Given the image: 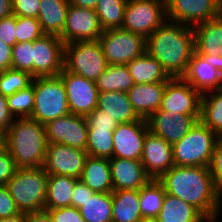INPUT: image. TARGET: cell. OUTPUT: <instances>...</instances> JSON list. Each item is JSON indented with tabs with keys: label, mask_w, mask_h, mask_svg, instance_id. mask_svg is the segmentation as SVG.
Returning <instances> with one entry per match:
<instances>
[{
	"label": "cell",
	"mask_w": 222,
	"mask_h": 222,
	"mask_svg": "<svg viewBox=\"0 0 222 222\" xmlns=\"http://www.w3.org/2000/svg\"><path fill=\"white\" fill-rule=\"evenodd\" d=\"M158 181L166 193L192 205L206 219L222 221L221 193L215 188L209 167L174 165Z\"/></svg>",
	"instance_id": "6da1fadb"
},
{
	"label": "cell",
	"mask_w": 222,
	"mask_h": 222,
	"mask_svg": "<svg viewBox=\"0 0 222 222\" xmlns=\"http://www.w3.org/2000/svg\"><path fill=\"white\" fill-rule=\"evenodd\" d=\"M194 51L193 28L182 23L166 19L146 38V52L157 59L171 78L186 74Z\"/></svg>",
	"instance_id": "7a4b0ae2"
},
{
	"label": "cell",
	"mask_w": 222,
	"mask_h": 222,
	"mask_svg": "<svg viewBox=\"0 0 222 222\" xmlns=\"http://www.w3.org/2000/svg\"><path fill=\"white\" fill-rule=\"evenodd\" d=\"M4 145L17 168L43 167L48 145L45 125L30 117L15 118L4 136Z\"/></svg>",
	"instance_id": "3957f363"
},
{
	"label": "cell",
	"mask_w": 222,
	"mask_h": 222,
	"mask_svg": "<svg viewBox=\"0 0 222 222\" xmlns=\"http://www.w3.org/2000/svg\"><path fill=\"white\" fill-rule=\"evenodd\" d=\"M48 177L44 167L17 169L6 186L20 212L45 211Z\"/></svg>",
	"instance_id": "277c9868"
},
{
	"label": "cell",
	"mask_w": 222,
	"mask_h": 222,
	"mask_svg": "<svg viewBox=\"0 0 222 222\" xmlns=\"http://www.w3.org/2000/svg\"><path fill=\"white\" fill-rule=\"evenodd\" d=\"M217 137L199 120L179 142L172 145L174 165L210 167Z\"/></svg>",
	"instance_id": "5b68a950"
},
{
	"label": "cell",
	"mask_w": 222,
	"mask_h": 222,
	"mask_svg": "<svg viewBox=\"0 0 222 222\" xmlns=\"http://www.w3.org/2000/svg\"><path fill=\"white\" fill-rule=\"evenodd\" d=\"M34 107L30 118L45 125L70 113L65 85L58 76L35 77Z\"/></svg>",
	"instance_id": "8992f818"
},
{
	"label": "cell",
	"mask_w": 222,
	"mask_h": 222,
	"mask_svg": "<svg viewBox=\"0 0 222 222\" xmlns=\"http://www.w3.org/2000/svg\"><path fill=\"white\" fill-rule=\"evenodd\" d=\"M108 64L98 40L64 44L63 68L96 81Z\"/></svg>",
	"instance_id": "52a82bcc"
},
{
	"label": "cell",
	"mask_w": 222,
	"mask_h": 222,
	"mask_svg": "<svg viewBox=\"0 0 222 222\" xmlns=\"http://www.w3.org/2000/svg\"><path fill=\"white\" fill-rule=\"evenodd\" d=\"M108 65H126L146 51V39L125 29L103 31L98 39Z\"/></svg>",
	"instance_id": "ba28073f"
},
{
	"label": "cell",
	"mask_w": 222,
	"mask_h": 222,
	"mask_svg": "<svg viewBox=\"0 0 222 222\" xmlns=\"http://www.w3.org/2000/svg\"><path fill=\"white\" fill-rule=\"evenodd\" d=\"M166 19V0H128L122 29L146 39Z\"/></svg>",
	"instance_id": "9c48e42d"
},
{
	"label": "cell",
	"mask_w": 222,
	"mask_h": 222,
	"mask_svg": "<svg viewBox=\"0 0 222 222\" xmlns=\"http://www.w3.org/2000/svg\"><path fill=\"white\" fill-rule=\"evenodd\" d=\"M102 33L95 10L69 4L63 34L59 37L64 44L96 41Z\"/></svg>",
	"instance_id": "30bf717a"
},
{
	"label": "cell",
	"mask_w": 222,
	"mask_h": 222,
	"mask_svg": "<svg viewBox=\"0 0 222 222\" xmlns=\"http://www.w3.org/2000/svg\"><path fill=\"white\" fill-rule=\"evenodd\" d=\"M221 15L219 0H166L167 20L191 27Z\"/></svg>",
	"instance_id": "8fae6325"
},
{
	"label": "cell",
	"mask_w": 222,
	"mask_h": 222,
	"mask_svg": "<svg viewBox=\"0 0 222 222\" xmlns=\"http://www.w3.org/2000/svg\"><path fill=\"white\" fill-rule=\"evenodd\" d=\"M48 144H64L86 151L88 124L86 118L67 114L45 124Z\"/></svg>",
	"instance_id": "7c38bea8"
},
{
	"label": "cell",
	"mask_w": 222,
	"mask_h": 222,
	"mask_svg": "<svg viewBox=\"0 0 222 222\" xmlns=\"http://www.w3.org/2000/svg\"><path fill=\"white\" fill-rule=\"evenodd\" d=\"M59 76L66 88L71 114L86 117L97 108L99 91L95 81L71 73L64 68Z\"/></svg>",
	"instance_id": "4fadbf2b"
},
{
	"label": "cell",
	"mask_w": 222,
	"mask_h": 222,
	"mask_svg": "<svg viewBox=\"0 0 222 222\" xmlns=\"http://www.w3.org/2000/svg\"><path fill=\"white\" fill-rule=\"evenodd\" d=\"M64 42L44 34L33 41V77L58 76L63 70Z\"/></svg>",
	"instance_id": "5bb4252c"
},
{
	"label": "cell",
	"mask_w": 222,
	"mask_h": 222,
	"mask_svg": "<svg viewBox=\"0 0 222 222\" xmlns=\"http://www.w3.org/2000/svg\"><path fill=\"white\" fill-rule=\"evenodd\" d=\"M201 93L183 77L170 78L158 111L178 112L185 115H200Z\"/></svg>",
	"instance_id": "9a60e30c"
},
{
	"label": "cell",
	"mask_w": 222,
	"mask_h": 222,
	"mask_svg": "<svg viewBox=\"0 0 222 222\" xmlns=\"http://www.w3.org/2000/svg\"><path fill=\"white\" fill-rule=\"evenodd\" d=\"M87 152L64 144H48L44 169L48 175H65L80 179Z\"/></svg>",
	"instance_id": "2e32d148"
},
{
	"label": "cell",
	"mask_w": 222,
	"mask_h": 222,
	"mask_svg": "<svg viewBox=\"0 0 222 222\" xmlns=\"http://www.w3.org/2000/svg\"><path fill=\"white\" fill-rule=\"evenodd\" d=\"M148 130V121L142 118L136 122L119 123L113 131V157L141 161Z\"/></svg>",
	"instance_id": "e0dca14e"
},
{
	"label": "cell",
	"mask_w": 222,
	"mask_h": 222,
	"mask_svg": "<svg viewBox=\"0 0 222 222\" xmlns=\"http://www.w3.org/2000/svg\"><path fill=\"white\" fill-rule=\"evenodd\" d=\"M200 120V115L156 111L148 119L149 130L170 145L179 142Z\"/></svg>",
	"instance_id": "ac0fdd59"
},
{
	"label": "cell",
	"mask_w": 222,
	"mask_h": 222,
	"mask_svg": "<svg viewBox=\"0 0 222 222\" xmlns=\"http://www.w3.org/2000/svg\"><path fill=\"white\" fill-rule=\"evenodd\" d=\"M141 163L146 174L151 179L158 180L174 166L172 145L148 130L144 140Z\"/></svg>",
	"instance_id": "d6986e66"
},
{
	"label": "cell",
	"mask_w": 222,
	"mask_h": 222,
	"mask_svg": "<svg viewBox=\"0 0 222 222\" xmlns=\"http://www.w3.org/2000/svg\"><path fill=\"white\" fill-rule=\"evenodd\" d=\"M109 162L113 191L139 190L151 180L140 160L112 157Z\"/></svg>",
	"instance_id": "ffe728a7"
},
{
	"label": "cell",
	"mask_w": 222,
	"mask_h": 222,
	"mask_svg": "<svg viewBox=\"0 0 222 222\" xmlns=\"http://www.w3.org/2000/svg\"><path fill=\"white\" fill-rule=\"evenodd\" d=\"M165 87L166 82L134 84L127 92L129 101L140 118L147 120L160 109Z\"/></svg>",
	"instance_id": "44dd1931"
},
{
	"label": "cell",
	"mask_w": 222,
	"mask_h": 222,
	"mask_svg": "<svg viewBox=\"0 0 222 222\" xmlns=\"http://www.w3.org/2000/svg\"><path fill=\"white\" fill-rule=\"evenodd\" d=\"M183 78L201 94L222 89V74L195 51Z\"/></svg>",
	"instance_id": "7402d4cb"
},
{
	"label": "cell",
	"mask_w": 222,
	"mask_h": 222,
	"mask_svg": "<svg viewBox=\"0 0 222 222\" xmlns=\"http://www.w3.org/2000/svg\"><path fill=\"white\" fill-rule=\"evenodd\" d=\"M192 28L196 53L211 57L222 56V15Z\"/></svg>",
	"instance_id": "603a6c76"
},
{
	"label": "cell",
	"mask_w": 222,
	"mask_h": 222,
	"mask_svg": "<svg viewBox=\"0 0 222 222\" xmlns=\"http://www.w3.org/2000/svg\"><path fill=\"white\" fill-rule=\"evenodd\" d=\"M97 109L106 112L118 123L136 122L141 119L129 101L127 92L123 91L99 92Z\"/></svg>",
	"instance_id": "cb8c5ba5"
},
{
	"label": "cell",
	"mask_w": 222,
	"mask_h": 222,
	"mask_svg": "<svg viewBox=\"0 0 222 222\" xmlns=\"http://www.w3.org/2000/svg\"><path fill=\"white\" fill-rule=\"evenodd\" d=\"M79 180L94 192L112 193L113 184L109 159L87 156Z\"/></svg>",
	"instance_id": "d4e9b609"
},
{
	"label": "cell",
	"mask_w": 222,
	"mask_h": 222,
	"mask_svg": "<svg viewBox=\"0 0 222 222\" xmlns=\"http://www.w3.org/2000/svg\"><path fill=\"white\" fill-rule=\"evenodd\" d=\"M69 0H41L38 21L47 35L60 37L63 34Z\"/></svg>",
	"instance_id": "484cf974"
},
{
	"label": "cell",
	"mask_w": 222,
	"mask_h": 222,
	"mask_svg": "<svg viewBox=\"0 0 222 222\" xmlns=\"http://www.w3.org/2000/svg\"><path fill=\"white\" fill-rule=\"evenodd\" d=\"M134 84L167 82L171 77L162 65L146 51L126 64Z\"/></svg>",
	"instance_id": "4316f807"
},
{
	"label": "cell",
	"mask_w": 222,
	"mask_h": 222,
	"mask_svg": "<svg viewBox=\"0 0 222 222\" xmlns=\"http://www.w3.org/2000/svg\"><path fill=\"white\" fill-rule=\"evenodd\" d=\"M139 190L112 192V222H142Z\"/></svg>",
	"instance_id": "83f0119b"
},
{
	"label": "cell",
	"mask_w": 222,
	"mask_h": 222,
	"mask_svg": "<svg viewBox=\"0 0 222 222\" xmlns=\"http://www.w3.org/2000/svg\"><path fill=\"white\" fill-rule=\"evenodd\" d=\"M156 219L159 222H204L206 220L192 205L168 193Z\"/></svg>",
	"instance_id": "f1b7e54d"
},
{
	"label": "cell",
	"mask_w": 222,
	"mask_h": 222,
	"mask_svg": "<svg viewBox=\"0 0 222 222\" xmlns=\"http://www.w3.org/2000/svg\"><path fill=\"white\" fill-rule=\"evenodd\" d=\"M78 178L65 175H49L47 181L45 209L71 206L73 187Z\"/></svg>",
	"instance_id": "f546056e"
},
{
	"label": "cell",
	"mask_w": 222,
	"mask_h": 222,
	"mask_svg": "<svg viewBox=\"0 0 222 222\" xmlns=\"http://www.w3.org/2000/svg\"><path fill=\"white\" fill-rule=\"evenodd\" d=\"M200 121L217 136L222 135V89L202 93Z\"/></svg>",
	"instance_id": "4dcf8cb0"
},
{
	"label": "cell",
	"mask_w": 222,
	"mask_h": 222,
	"mask_svg": "<svg viewBox=\"0 0 222 222\" xmlns=\"http://www.w3.org/2000/svg\"><path fill=\"white\" fill-rule=\"evenodd\" d=\"M95 82L99 92H128L134 86L126 65H108Z\"/></svg>",
	"instance_id": "1f68e13d"
},
{
	"label": "cell",
	"mask_w": 222,
	"mask_h": 222,
	"mask_svg": "<svg viewBox=\"0 0 222 222\" xmlns=\"http://www.w3.org/2000/svg\"><path fill=\"white\" fill-rule=\"evenodd\" d=\"M79 212L86 222H112V193L95 192Z\"/></svg>",
	"instance_id": "d6a6232c"
},
{
	"label": "cell",
	"mask_w": 222,
	"mask_h": 222,
	"mask_svg": "<svg viewBox=\"0 0 222 222\" xmlns=\"http://www.w3.org/2000/svg\"><path fill=\"white\" fill-rule=\"evenodd\" d=\"M165 195L166 191L163 185L155 179H151L139 189L140 210L143 219L158 217Z\"/></svg>",
	"instance_id": "836d02e7"
},
{
	"label": "cell",
	"mask_w": 222,
	"mask_h": 222,
	"mask_svg": "<svg viewBox=\"0 0 222 222\" xmlns=\"http://www.w3.org/2000/svg\"><path fill=\"white\" fill-rule=\"evenodd\" d=\"M128 0H98L95 12L103 31L122 28Z\"/></svg>",
	"instance_id": "e575fe53"
},
{
	"label": "cell",
	"mask_w": 222,
	"mask_h": 222,
	"mask_svg": "<svg viewBox=\"0 0 222 222\" xmlns=\"http://www.w3.org/2000/svg\"><path fill=\"white\" fill-rule=\"evenodd\" d=\"M113 146V131L88 129V156L110 159L113 157Z\"/></svg>",
	"instance_id": "d590c367"
},
{
	"label": "cell",
	"mask_w": 222,
	"mask_h": 222,
	"mask_svg": "<svg viewBox=\"0 0 222 222\" xmlns=\"http://www.w3.org/2000/svg\"><path fill=\"white\" fill-rule=\"evenodd\" d=\"M34 85L33 83L7 97V104L10 113L14 118L31 117L34 107Z\"/></svg>",
	"instance_id": "8d00e7d4"
},
{
	"label": "cell",
	"mask_w": 222,
	"mask_h": 222,
	"mask_svg": "<svg viewBox=\"0 0 222 222\" xmlns=\"http://www.w3.org/2000/svg\"><path fill=\"white\" fill-rule=\"evenodd\" d=\"M33 78L28 72L12 68L2 71L0 72V93L6 97L11 96L30 86Z\"/></svg>",
	"instance_id": "74e56055"
},
{
	"label": "cell",
	"mask_w": 222,
	"mask_h": 222,
	"mask_svg": "<svg viewBox=\"0 0 222 222\" xmlns=\"http://www.w3.org/2000/svg\"><path fill=\"white\" fill-rule=\"evenodd\" d=\"M43 35L37 18L16 16V43L33 42Z\"/></svg>",
	"instance_id": "f35d334b"
},
{
	"label": "cell",
	"mask_w": 222,
	"mask_h": 222,
	"mask_svg": "<svg viewBox=\"0 0 222 222\" xmlns=\"http://www.w3.org/2000/svg\"><path fill=\"white\" fill-rule=\"evenodd\" d=\"M11 68L33 76V42L16 43L13 46Z\"/></svg>",
	"instance_id": "ab89813d"
},
{
	"label": "cell",
	"mask_w": 222,
	"mask_h": 222,
	"mask_svg": "<svg viewBox=\"0 0 222 222\" xmlns=\"http://www.w3.org/2000/svg\"><path fill=\"white\" fill-rule=\"evenodd\" d=\"M85 118L88 124V129L114 131L115 128L119 125V123L114 118H111L106 114V112L97 108L89 113Z\"/></svg>",
	"instance_id": "60d3db41"
},
{
	"label": "cell",
	"mask_w": 222,
	"mask_h": 222,
	"mask_svg": "<svg viewBox=\"0 0 222 222\" xmlns=\"http://www.w3.org/2000/svg\"><path fill=\"white\" fill-rule=\"evenodd\" d=\"M209 168L215 188L222 194V135H219L216 139Z\"/></svg>",
	"instance_id": "b9f144b4"
},
{
	"label": "cell",
	"mask_w": 222,
	"mask_h": 222,
	"mask_svg": "<svg viewBox=\"0 0 222 222\" xmlns=\"http://www.w3.org/2000/svg\"><path fill=\"white\" fill-rule=\"evenodd\" d=\"M17 166L5 145L0 147V185L7 182L15 175Z\"/></svg>",
	"instance_id": "7bdbcfd3"
},
{
	"label": "cell",
	"mask_w": 222,
	"mask_h": 222,
	"mask_svg": "<svg viewBox=\"0 0 222 222\" xmlns=\"http://www.w3.org/2000/svg\"><path fill=\"white\" fill-rule=\"evenodd\" d=\"M52 222H86L79 209L73 206L58 209H45Z\"/></svg>",
	"instance_id": "ee69618b"
},
{
	"label": "cell",
	"mask_w": 222,
	"mask_h": 222,
	"mask_svg": "<svg viewBox=\"0 0 222 222\" xmlns=\"http://www.w3.org/2000/svg\"><path fill=\"white\" fill-rule=\"evenodd\" d=\"M41 0H13L12 11L15 16L38 17Z\"/></svg>",
	"instance_id": "f6af8a7d"
},
{
	"label": "cell",
	"mask_w": 222,
	"mask_h": 222,
	"mask_svg": "<svg viewBox=\"0 0 222 222\" xmlns=\"http://www.w3.org/2000/svg\"><path fill=\"white\" fill-rule=\"evenodd\" d=\"M0 41L11 46L16 44V16L14 14L0 20Z\"/></svg>",
	"instance_id": "bcb514c9"
},
{
	"label": "cell",
	"mask_w": 222,
	"mask_h": 222,
	"mask_svg": "<svg viewBox=\"0 0 222 222\" xmlns=\"http://www.w3.org/2000/svg\"><path fill=\"white\" fill-rule=\"evenodd\" d=\"M20 213L6 185H0V218L12 217Z\"/></svg>",
	"instance_id": "7dc6e473"
},
{
	"label": "cell",
	"mask_w": 222,
	"mask_h": 222,
	"mask_svg": "<svg viewBox=\"0 0 222 222\" xmlns=\"http://www.w3.org/2000/svg\"><path fill=\"white\" fill-rule=\"evenodd\" d=\"M94 193L95 192L82 181L78 180L73 187L71 206L79 209L89 197H92Z\"/></svg>",
	"instance_id": "c3c4849f"
},
{
	"label": "cell",
	"mask_w": 222,
	"mask_h": 222,
	"mask_svg": "<svg viewBox=\"0 0 222 222\" xmlns=\"http://www.w3.org/2000/svg\"><path fill=\"white\" fill-rule=\"evenodd\" d=\"M14 119L8 108L7 97L0 93V131L4 135Z\"/></svg>",
	"instance_id": "681fc988"
},
{
	"label": "cell",
	"mask_w": 222,
	"mask_h": 222,
	"mask_svg": "<svg viewBox=\"0 0 222 222\" xmlns=\"http://www.w3.org/2000/svg\"><path fill=\"white\" fill-rule=\"evenodd\" d=\"M13 46L0 41V72L11 68Z\"/></svg>",
	"instance_id": "f907efd6"
},
{
	"label": "cell",
	"mask_w": 222,
	"mask_h": 222,
	"mask_svg": "<svg viewBox=\"0 0 222 222\" xmlns=\"http://www.w3.org/2000/svg\"><path fill=\"white\" fill-rule=\"evenodd\" d=\"M26 222H52L46 211L26 213Z\"/></svg>",
	"instance_id": "816d5d0a"
},
{
	"label": "cell",
	"mask_w": 222,
	"mask_h": 222,
	"mask_svg": "<svg viewBox=\"0 0 222 222\" xmlns=\"http://www.w3.org/2000/svg\"><path fill=\"white\" fill-rule=\"evenodd\" d=\"M12 14V2L10 0H0V20Z\"/></svg>",
	"instance_id": "f5cc1de1"
},
{
	"label": "cell",
	"mask_w": 222,
	"mask_h": 222,
	"mask_svg": "<svg viewBox=\"0 0 222 222\" xmlns=\"http://www.w3.org/2000/svg\"><path fill=\"white\" fill-rule=\"evenodd\" d=\"M70 4L95 10L98 0H69Z\"/></svg>",
	"instance_id": "db71d44e"
},
{
	"label": "cell",
	"mask_w": 222,
	"mask_h": 222,
	"mask_svg": "<svg viewBox=\"0 0 222 222\" xmlns=\"http://www.w3.org/2000/svg\"><path fill=\"white\" fill-rule=\"evenodd\" d=\"M204 60L214 66L222 74V56L211 57L209 55H201Z\"/></svg>",
	"instance_id": "11a10c76"
},
{
	"label": "cell",
	"mask_w": 222,
	"mask_h": 222,
	"mask_svg": "<svg viewBox=\"0 0 222 222\" xmlns=\"http://www.w3.org/2000/svg\"><path fill=\"white\" fill-rule=\"evenodd\" d=\"M0 222H26V213L20 212L12 217L0 218Z\"/></svg>",
	"instance_id": "9f6ffc18"
},
{
	"label": "cell",
	"mask_w": 222,
	"mask_h": 222,
	"mask_svg": "<svg viewBox=\"0 0 222 222\" xmlns=\"http://www.w3.org/2000/svg\"><path fill=\"white\" fill-rule=\"evenodd\" d=\"M4 134L0 131V147L4 145Z\"/></svg>",
	"instance_id": "6f0895ef"
},
{
	"label": "cell",
	"mask_w": 222,
	"mask_h": 222,
	"mask_svg": "<svg viewBox=\"0 0 222 222\" xmlns=\"http://www.w3.org/2000/svg\"><path fill=\"white\" fill-rule=\"evenodd\" d=\"M142 222H159L156 218L153 219H144Z\"/></svg>",
	"instance_id": "680465c9"
},
{
	"label": "cell",
	"mask_w": 222,
	"mask_h": 222,
	"mask_svg": "<svg viewBox=\"0 0 222 222\" xmlns=\"http://www.w3.org/2000/svg\"><path fill=\"white\" fill-rule=\"evenodd\" d=\"M219 3H220V6H221V9H222V0H219Z\"/></svg>",
	"instance_id": "91938a15"
},
{
	"label": "cell",
	"mask_w": 222,
	"mask_h": 222,
	"mask_svg": "<svg viewBox=\"0 0 222 222\" xmlns=\"http://www.w3.org/2000/svg\"><path fill=\"white\" fill-rule=\"evenodd\" d=\"M221 212H222V194H221Z\"/></svg>",
	"instance_id": "94428289"
},
{
	"label": "cell",
	"mask_w": 222,
	"mask_h": 222,
	"mask_svg": "<svg viewBox=\"0 0 222 222\" xmlns=\"http://www.w3.org/2000/svg\"><path fill=\"white\" fill-rule=\"evenodd\" d=\"M204 222H213V221L206 219Z\"/></svg>",
	"instance_id": "6125c7cd"
}]
</instances>
